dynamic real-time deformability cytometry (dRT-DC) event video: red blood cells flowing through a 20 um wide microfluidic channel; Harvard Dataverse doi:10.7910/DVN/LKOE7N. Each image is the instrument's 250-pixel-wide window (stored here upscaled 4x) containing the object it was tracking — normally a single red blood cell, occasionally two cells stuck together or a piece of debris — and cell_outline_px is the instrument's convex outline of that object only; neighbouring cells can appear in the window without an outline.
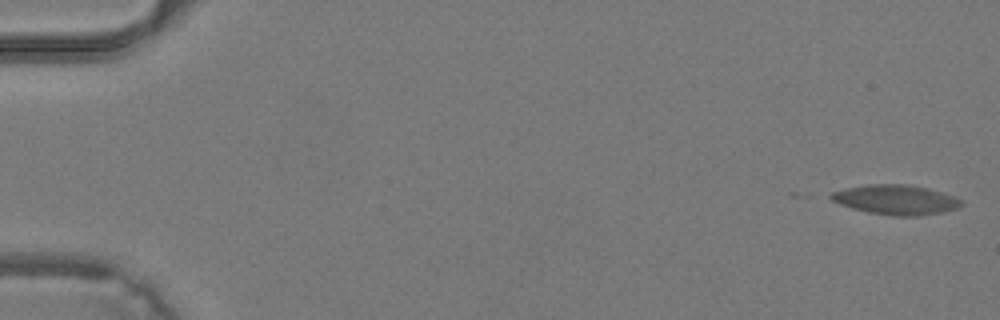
{"species": "common noctule bat (a hibernating species)", "species_latin": "Nyctalus noctula", "temperature_condition": "warm", "stored_images_in_passage": 45, "camera_frame_rate_fps": 3000, "um_per_image_px": 0.085, "animal": {"sex": "male", "body_mass_g": 19.2, "forearm_length_mm": 51.8}, "frame": {"image": 1, "passage_image": 1, "time_ms": 0.0, "image_size_px": [1000, 320], "cell_outline_px": [[964, 204], [956, 208], [944, 212], [920, 216], [892, 216], [868, 212], [852, 208], [840, 204], [824, 196], [832, 192], [844, 188], [868, 184], [908, 184], [928, 188], [956, 196], [964, 200]], "centroid_in_image_um": [76.16, 16.97], "position_along_channel_um": 8.8, "area_um2": 23.0}}
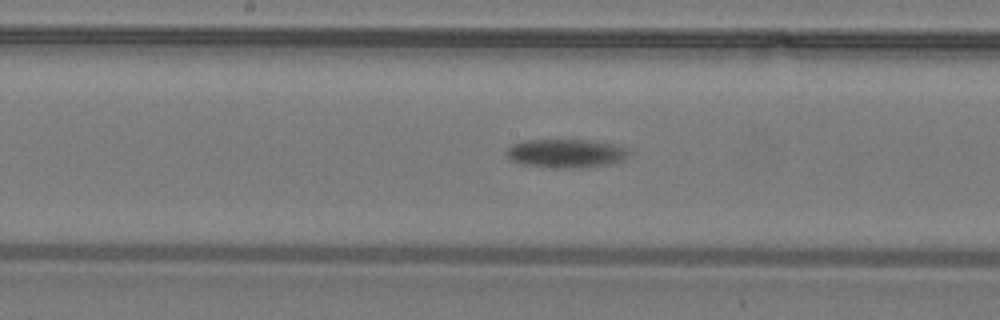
{"frame": {"image": 2, "passage_image": 24, "time_ms": 7.667, "image_size_px": [1000, 320], "cell_outline_px": [[632, 152], [624, 160], [612, 164], [588, 168], [552, 168], [520, 164], [508, 160], [504, 156], [504, 152], [512, 144], [524, 140], [588, 140], [612, 144], [628, 148]], "centroid_in_image_um": [48.09, 13.06], "position_along_channel_um": 200.1, "area_um2": 21.1}}
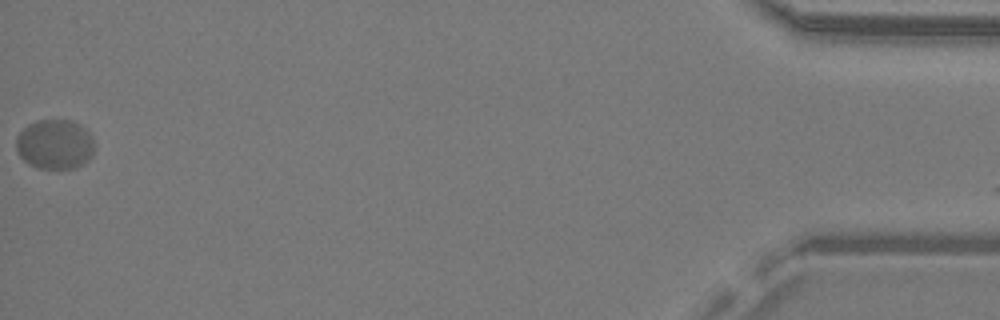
{"frame": {"image": 3, "passage_image": 45, "time_ms": 14.667, "image_size_px": [1000, 320], "cell_outline_px": [[92, 156], [88, 160], [76, 168], [36, 168], [28, 164], [20, 156], [16, 148], [16, 136], [28, 124], [36, 120], [72, 120], [80, 124], [92, 136]], "centroid_in_image_um": [4.64, 12.26], "position_along_channel_um": 430.6, "area_um2": 22.72}}